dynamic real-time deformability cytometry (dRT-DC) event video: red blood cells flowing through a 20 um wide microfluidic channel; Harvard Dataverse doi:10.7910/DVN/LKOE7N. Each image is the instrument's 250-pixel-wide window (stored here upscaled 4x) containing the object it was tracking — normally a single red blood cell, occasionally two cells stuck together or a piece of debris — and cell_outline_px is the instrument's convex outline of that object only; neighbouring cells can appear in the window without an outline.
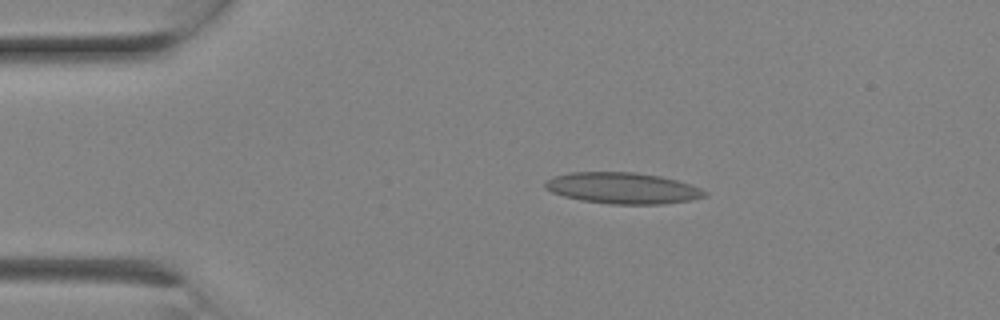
{"species": "Egyptian fruit bat (a non-hibernating species)", "species_latin": "Rousettus aegyptiacus", "temperature_condition": "room temperature", "stored_images_in_passage": 5, "camera_frame_rate_fps": 3000, "um_per_image_px": 0.085, "animal": {"sex": "female"}, "frame": {"image": 1, "passage_image": 3, "time_ms": 0.667, "image_size_px": [1000, 320], "cell_outline_px": [[708, 196], [692, 200], [664, 204], [612, 204], [580, 200], [564, 196], [552, 192], [544, 188], [544, 180], [552, 176], [568, 172], [636, 172], [660, 176], [676, 180], [700, 188], [708, 192]], "centroid_in_image_um": [52.9, 15.99], "position_along_channel_um": 32.1, "area_um2": 29.25}}